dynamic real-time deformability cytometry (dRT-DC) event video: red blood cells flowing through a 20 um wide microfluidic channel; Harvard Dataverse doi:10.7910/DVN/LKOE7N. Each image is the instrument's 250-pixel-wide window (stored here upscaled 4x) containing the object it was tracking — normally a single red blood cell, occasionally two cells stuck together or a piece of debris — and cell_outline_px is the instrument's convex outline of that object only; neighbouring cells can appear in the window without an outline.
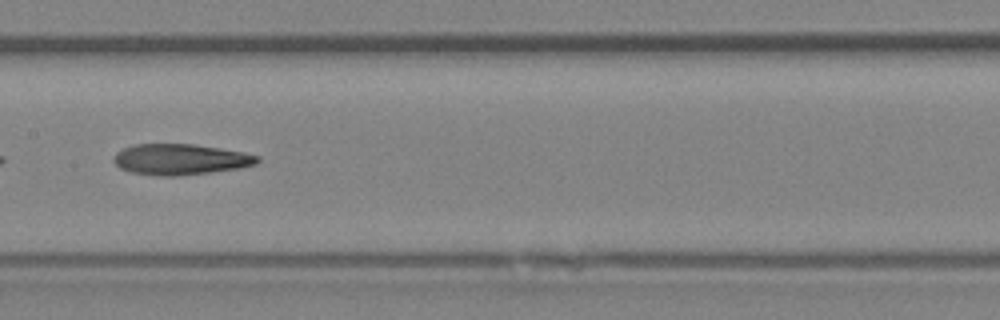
{"species": "Egyptian fruit bat (a non-hibernating species)", "species_latin": "Rousettus aegyptiacus", "temperature_condition": "room temperature", "stored_images_in_passage": 28, "camera_frame_rate_fps": 3000, "um_per_image_px": 0.085, "animal": {"sex": "female"}, "frame": {"image": 1, "passage_image": 13, "time_ms": 4.0, "image_size_px": [1000, 320], "cell_outline_px": [[260, 160], [256, 164], [240, 168], [212, 172], [176, 176], [160, 176], [132, 172], [120, 168], [112, 160], [112, 156], [116, 152], [132, 144], [192, 144], [220, 148], [244, 152], [260, 156]], "centroid_in_image_um": [15.33, 13.54], "position_along_channel_um": 192.1, "area_um2": 25.95}, "authors_computed_cell_mechanics": {"area_um2": 25.5187, "velocity_mm_per_s": 4.3379, "shape_relaxation_time_tau1_ms": null, "shape_relaxation_time_tau2_ms": 8.6255, "deformation_change_tau1": null, "deformation_change_tau2": 0.2618}}